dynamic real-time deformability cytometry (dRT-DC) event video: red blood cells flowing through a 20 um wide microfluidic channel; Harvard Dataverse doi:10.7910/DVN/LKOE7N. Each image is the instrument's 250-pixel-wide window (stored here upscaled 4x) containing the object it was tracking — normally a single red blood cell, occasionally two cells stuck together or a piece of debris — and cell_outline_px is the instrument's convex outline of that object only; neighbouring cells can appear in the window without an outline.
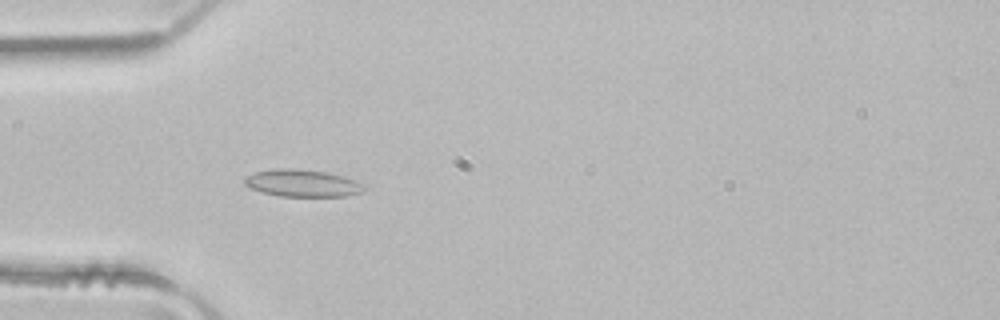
{"species": "common noctule bat (a hibernating species)", "species_latin": "Nyctalus noctula", "temperature_condition": "room temperature", "stored_images_in_passage": 4, "camera_frame_rate_fps": 3000, "um_per_image_px": 0.085, "animal": {"sex": "male", "body_mass_g": 21.5, "forearm_length_mm": 52.0}, "frame": {"image": 1, "passage_image": 4, "time_ms": 1.0, "image_size_px": [1000, 320], "cell_outline_px": [[364, 188], [360, 192], [344, 196], [280, 196], [264, 192], [252, 188], [244, 184], [244, 176], [256, 172], [272, 168], [296, 168], [328, 172], [344, 176], [356, 180], [364, 184]], "centroid_in_image_um": [25.69, 15.55], "position_along_channel_um": 59.3, "area_um2": 18.96}}